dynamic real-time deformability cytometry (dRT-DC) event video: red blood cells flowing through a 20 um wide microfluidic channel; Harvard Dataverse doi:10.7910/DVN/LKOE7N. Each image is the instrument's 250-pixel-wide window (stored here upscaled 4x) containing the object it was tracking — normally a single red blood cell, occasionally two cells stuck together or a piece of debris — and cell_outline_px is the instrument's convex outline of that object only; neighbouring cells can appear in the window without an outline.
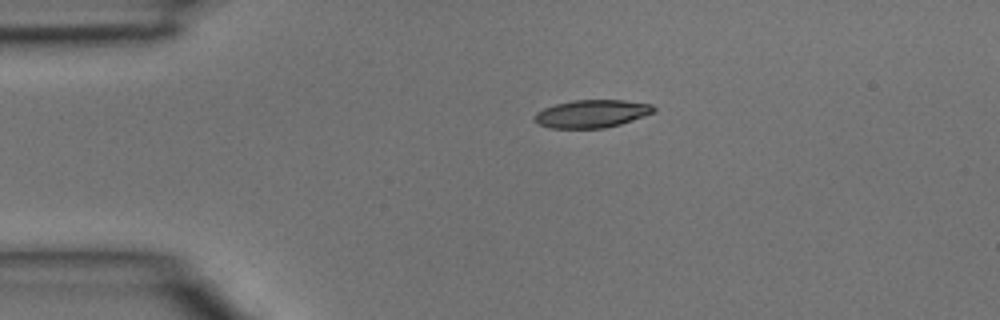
{"species": "common noctule bat (a hibernating species)", "species_latin": "Nyctalus noctula", "temperature_condition": "room temperature", "stored_images_in_passage": 5, "camera_frame_rate_fps": 3000, "um_per_image_px": 0.085, "animal": {"sex": "male", "body_mass_g": 15.6}, "frame": {"image": 1, "passage_image": 5, "time_ms": 1.333, "image_size_px": [1000, 320], "cell_outline_px": [[656, 112], [620, 124], [604, 128], [548, 128], [532, 120], [532, 116], [536, 112], [544, 108], [556, 104], [572, 100], [624, 100], [652, 104], [656, 108]], "centroid_in_image_um": [50.29, 9.66], "position_along_channel_um": 34.7, "area_um2": 19.48}}